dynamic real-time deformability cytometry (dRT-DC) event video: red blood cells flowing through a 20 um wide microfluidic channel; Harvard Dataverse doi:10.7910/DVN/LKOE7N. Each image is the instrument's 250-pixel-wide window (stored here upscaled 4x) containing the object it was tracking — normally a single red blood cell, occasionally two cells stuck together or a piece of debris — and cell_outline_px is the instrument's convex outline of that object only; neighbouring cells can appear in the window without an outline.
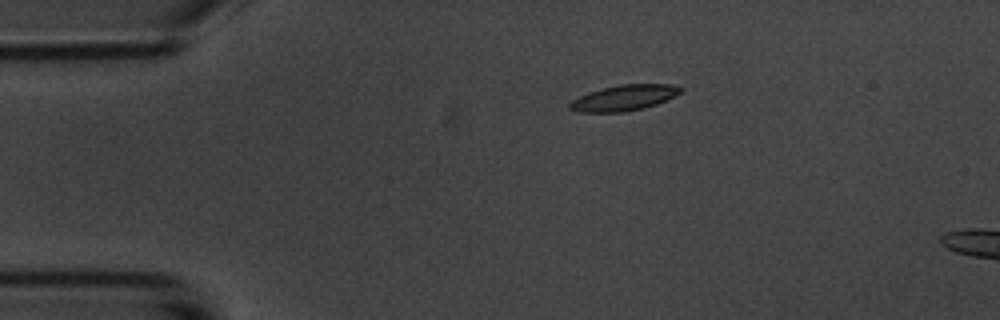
{"species": "common noctule bat (a hibernating species)", "species_latin": "Nyctalus noctula", "temperature_condition": "room temperature", "stored_images_in_passage": 3, "camera_frame_rate_fps": 3000, "um_per_image_px": 0.085, "animal": {"sex": "male", "body_mass_g": 20.1, "forearm_length_mm": 53.5}, "frame": {"image": 1, "passage_image": 1, "time_ms": 0.0, "image_size_px": [1000, 320], "cell_outline_px": [[680, 92], [676, 96], [656, 104], [644, 108], [624, 112], [580, 112], [568, 108], [568, 104], [572, 100], [588, 92], [620, 84], [672, 84], [680, 88]], "centroid_in_image_um": [53.02, 8.32], "position_along_channel_um": 32.0, "area_um2": 16.47}}